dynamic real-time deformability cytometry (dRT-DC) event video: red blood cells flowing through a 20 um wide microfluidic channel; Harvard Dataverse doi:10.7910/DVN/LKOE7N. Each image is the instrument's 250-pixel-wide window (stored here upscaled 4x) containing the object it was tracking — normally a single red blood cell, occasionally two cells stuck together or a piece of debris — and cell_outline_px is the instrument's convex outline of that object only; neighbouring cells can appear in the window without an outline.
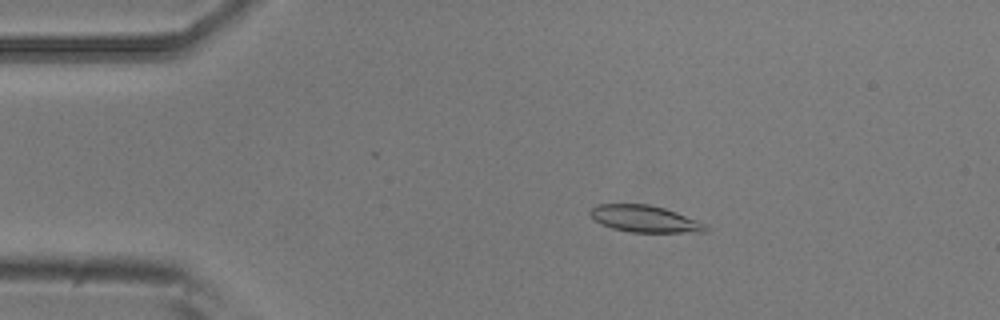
{"species": "common noctule bat (a hibernating species)", "species_latin": "Nyctalus noctula", "temperature_condition": "room temperature", "stored_images_in_passage": 5, "camera_frame_rate_fps": 3000, "um_per_image_px": 0.085, "animal": {"sex": "male", "body_mass_g": 20.5, "forearm_length_mm": 52.5}, "frame": {"image": 1, "passage_image": 3, "time_ms": 0.667, "image_size_px": [1000, 320], "cell_outline_px": [[708, 228], [704, 232], [632, 232], [612, 228], [600, 224], [588, 212], [596, 204], [648, 204], [664, 208], [700, 220], [708, 224]], "centroid_in_image_um": [54.84, 18.6], "position_along_channel_um": 30.2, "area_um2": 18.09}}
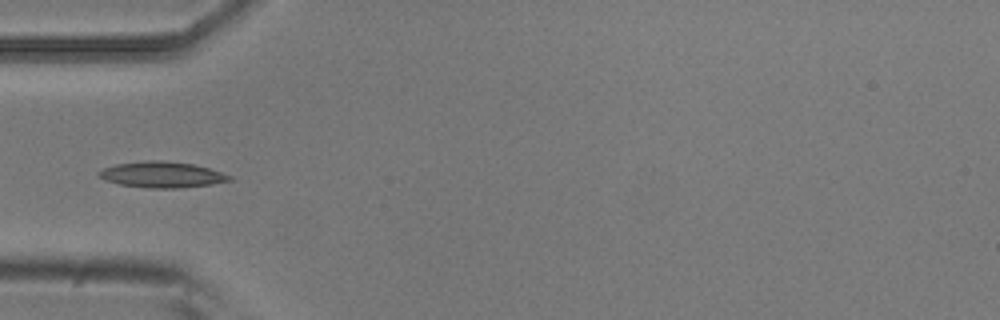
{"frame": {"image": 2, "passage_image": 5, "time_ms": 1.333, "image_size_px": [1000, 320], "cell_outline_px": [[232, 180], [212, 184], [176, 188], [148, 188], [120, 184], [104, 180], [96, 176], [96, 172], [104, 168], [116, 164], [148, 160], [160, 160], [192, 164], [208, 168], [232, 176]], "centroid_in_image_um": [13.71, 14.84], "position_along_channel_um": 71.3, "area_um2": 19.65}}